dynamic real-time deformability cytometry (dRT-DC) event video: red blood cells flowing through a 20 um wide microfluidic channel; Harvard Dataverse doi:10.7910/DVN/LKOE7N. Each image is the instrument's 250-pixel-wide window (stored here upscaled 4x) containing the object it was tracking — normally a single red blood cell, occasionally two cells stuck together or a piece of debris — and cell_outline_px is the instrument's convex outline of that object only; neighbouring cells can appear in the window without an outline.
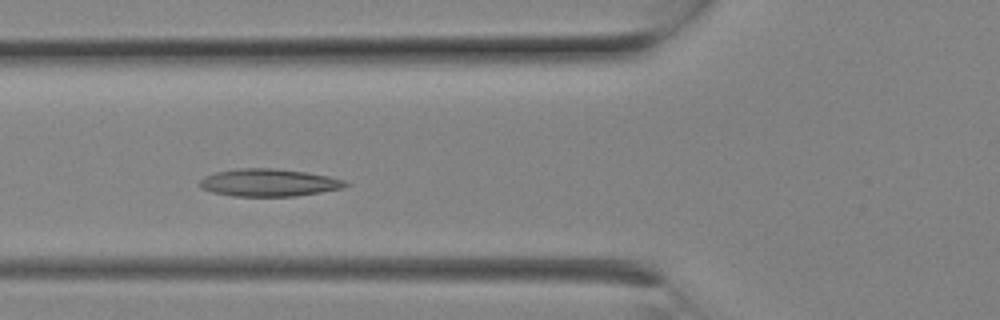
{"species": "Egyptian fruit bat (a non-hibernating species)", "species_latin": "Rousettus aegyptiacus", "temperature_condition": "room temperature", "stored_images_in_passage": 8, "camera_frame_rate_fps": 3000, "um_per_image_px": 0.085, "animal": {"sex": "female"}, "frame": {"image": 1, "passage_image": 7, "time_ms": 2.0, "image_size_px": [1000, 320], "cell_outline_px": [[352, 184], [340, 188], [320, 192], [296, 196], [232, 196], [212, 192], [200, 188], [200, 180], [204, 176], [216, 172], [236, 168], [276, 168], [304, 172], [328, 176], [344, 180]], "centroid_in_image_um": [22.82, 15.52], "position_along_channel_um": 103.0, "area_um2": 23.35}}
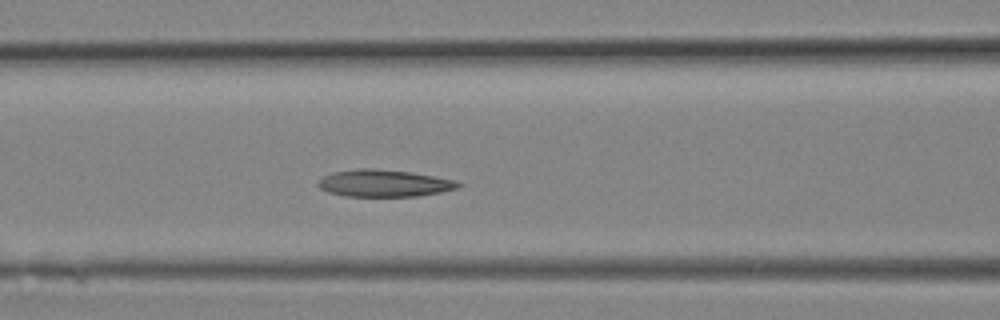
{"frame": {"image": 2, "passage_image": 8, "time_ms": 2.333, "image_size_px": [1000, 320], "cell_outline_px": [[464, 184], [460, 188], [440, 192], [416, 196], [344, 196], [328, 192], [320, 188], [316, 184], [324, 176], [332, 172], [356, 168], [376, 168], [408, 172], [456, 180]], "centroid_in_image_um": [32.65, 15.57], "position_along_channel_um": 134.0, "area_um2": 22.14}}